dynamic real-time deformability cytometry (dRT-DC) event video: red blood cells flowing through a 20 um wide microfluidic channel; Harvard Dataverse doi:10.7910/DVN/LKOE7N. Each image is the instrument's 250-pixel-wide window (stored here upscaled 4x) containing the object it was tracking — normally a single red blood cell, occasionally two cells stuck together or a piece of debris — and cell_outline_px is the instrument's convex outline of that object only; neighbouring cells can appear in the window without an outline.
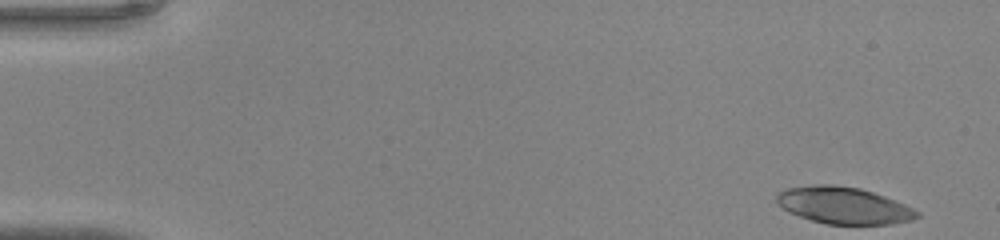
{"species": "common noctule bat (a hibernating species)", "species_latin": "Nyctalus noctula", "temperature_condition": "warm", "stored_images_in_passage": 46, "camera_frame_rate_fps": 3000, "um_per_image_px": 0.085, "animal": {"sex": "male", "body_mass_g": 20.0, "forearm_length_mm": 53.3}, "frame": {"image": 1, "passage_image": 1, "time_ms": 0.0, "image_size_px": [1000, 240], "cell_outline_px": [[920, 216], [912, 220], [888, 224], [828, 224], [812, 220], [788, 212], [776, 204], [776, 196], [780, 192], [788, 188], [816, 184], [832, 184], [860, 188], [884, 196], [904, 204], [920, 212]], "centroid_in_image_um": [71.7, 17.46], "position_along_channel_um": 13.3, "area_um2": 30.0}}
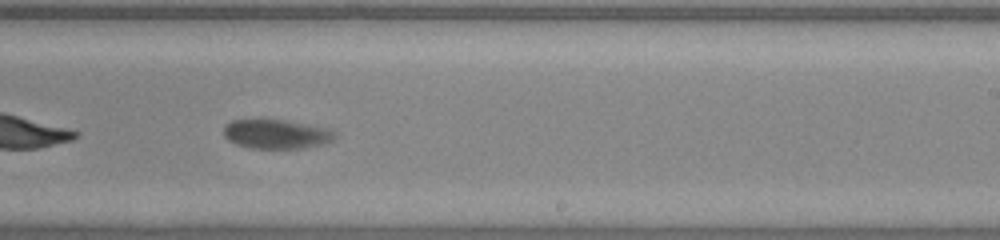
{"frame": {"image": 2, "passage_image": 28, "time_ms": 9.0, "image_size_px": [1000, 240], "cell_outline_px": [[336, 136], [332, 140], [324, 144], [304, 148], [248, 148], [236, 144], [228, 140], [224, 136], [224, 124], [232, 120], [284, 120], [332, 128], [336, 132]], "centroid_in_image_um": [23.52, 11.4], "position_along_channel_um": 265.5, "area_um2": 19.13}}
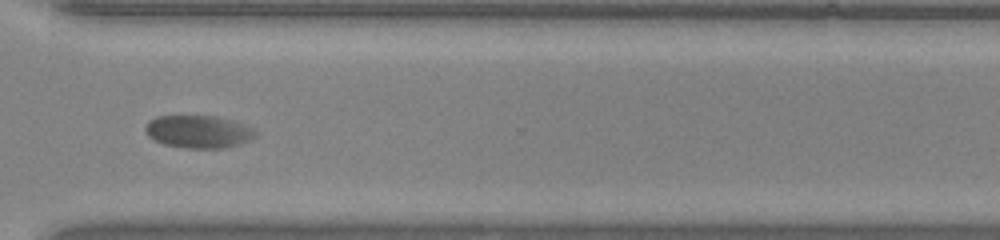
{"frame": {"image": 3, "passage_image": 34, "time_ms": 11.0, "image_size_px": [1000, 240], "cell_outline_px": [[256, 136], [252, 140], [240, 144], [220, 148], [184, 148], [164, 144], [148, 136], [144, 128], [148, 120], [156, 116], [216, 116], [232, 120], [252, 128], [256, 132]], "centroid_in_image_um": [16.86, 11.19], "position_along_channel_um": 353.7, "area_um2": 20.98}}